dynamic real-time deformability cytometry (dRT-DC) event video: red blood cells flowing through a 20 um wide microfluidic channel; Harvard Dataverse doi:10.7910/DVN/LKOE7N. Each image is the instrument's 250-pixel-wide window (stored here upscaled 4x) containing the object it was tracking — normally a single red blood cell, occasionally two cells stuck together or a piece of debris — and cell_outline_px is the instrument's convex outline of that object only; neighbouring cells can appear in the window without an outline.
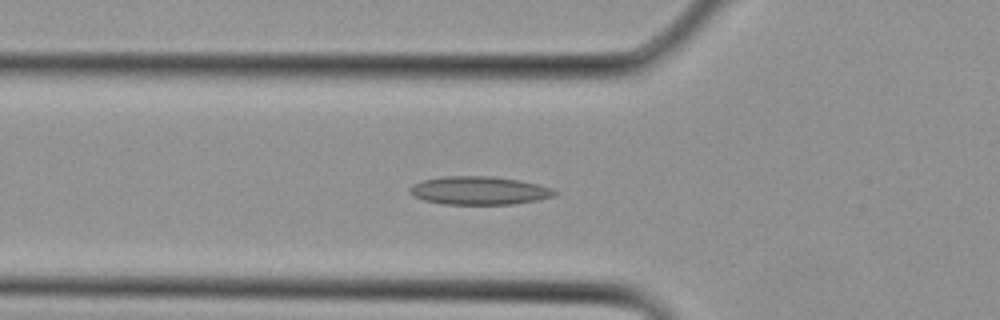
{"species": "Egyptian fruit bat (a non-hibernating species)", "species_latin": "Rousettus aegyptiacus", "temperature_condition": "cold", "stored_images_in_passage": 20, "camera_frame_rate_fps": 3000, "um_per_image_px": 0.085, "animal": {"sex": "female"}, "frame": {"image": 1, "passage_image": 10, "time_ms": 3.0, "image_size_px": [1000, 320], "cell_outline_px": [[560, 192], [552, 196], [536, 200], [512, 204], [444, 204], [424, 200], [408, 192], [408, 188], [412, 184], [420, 180], [444, 176], [492, 176], [520, 180], [552, 188]], "centroid_in_image_um": [40.69, 16.18], "position_along_channel_um": 85.1, "area_um2": 23.87}}
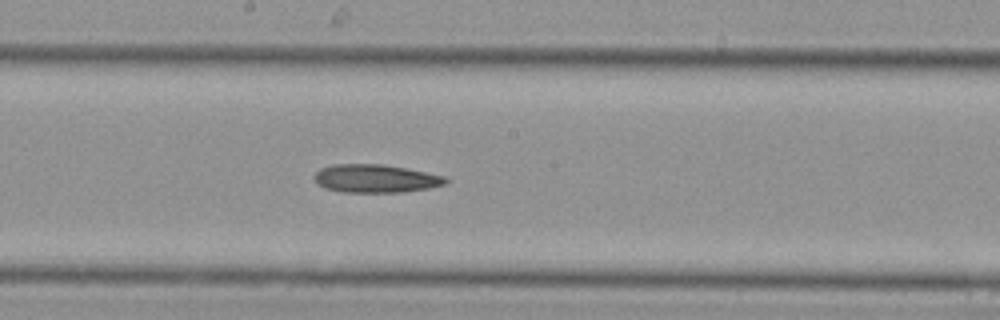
{"frame": {"image": 2, "passage_image": 16, "time_ms": 5.0, "image_size_px": [1000, 320], "cell_outline_px": [[448, 180], [444, 184], [428, 188], [400, 192], [340, 192], [324, 188], [316, 180], [316, 172], [320, 168], [332, 164], [380, 164], [404, 168], [444, 176]], "centroid_in_image_um": [31.89, 15.17], "position_along_channel_um": 216.3, "area_um2": 21.21}}
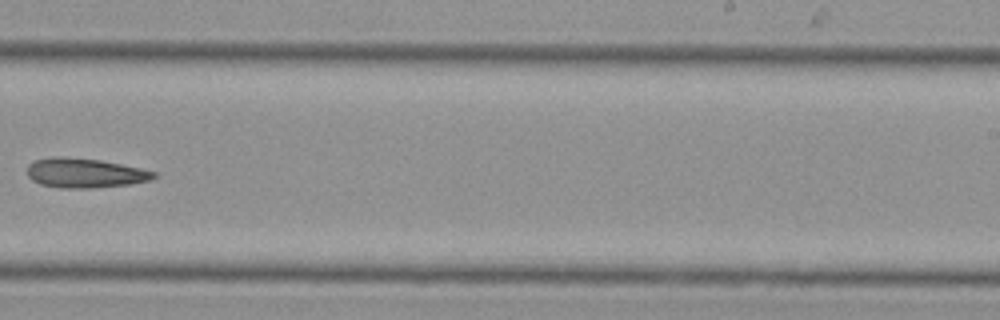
{"frame": {"image": 3, "passage_image": 19, "time_ms": 6.0, "image_size_px": [1000, 320], "cell_outline_px": [[156, 176], [148, 180], [128, 184], [88, 188], [60, 188], [40, 184], [32, 180], [28, 176], [28, 164], [36, 160], [100, 160], [140, 168], [156, 172]], "centroid_in_image_um": [7.25, 14.76], "position_along_channel_um": 281.7, "area_um2": 20.52}}